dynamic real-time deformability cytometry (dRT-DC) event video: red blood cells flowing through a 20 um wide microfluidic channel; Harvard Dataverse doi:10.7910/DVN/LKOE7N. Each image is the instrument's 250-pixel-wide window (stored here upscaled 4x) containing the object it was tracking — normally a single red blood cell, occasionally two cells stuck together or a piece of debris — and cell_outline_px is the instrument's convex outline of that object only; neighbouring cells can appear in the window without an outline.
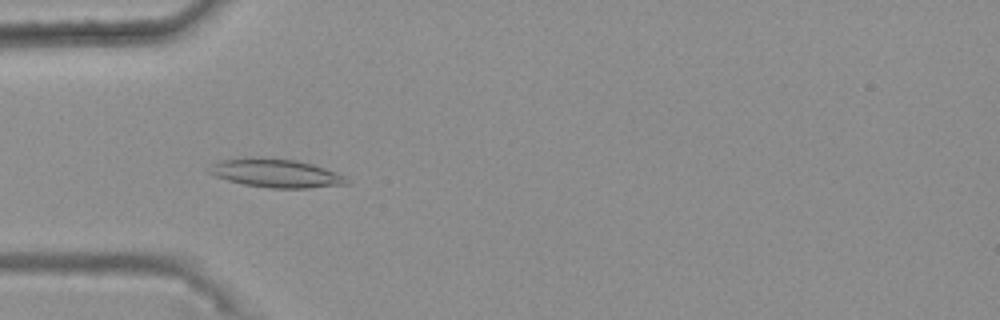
{"species": "common noctule bat (a hibernating species)", "species_latin": "Nyctalus noctula", "temperature_condition": "warm", "stored_images_in_passage": 45, "camera_frame_rate_fps": 3000, "um_per_image_px": 0.085, "animal": {"sex": "female", "body_mass_g": 25.1}, "frame": {"image": 1, "passage_image": 16, "time_ms": 5.0, "image_size_px": [1000, 320], "cell_outline_px": [[348, 184], [308, 188], [272, 188], [244, 184], [228, 180], [216, 176], [208, 172], [208, 168], [216, 160], [252, 156], [296, 160], [312, 164], [336, 172], [344, 176], [348, 180]], "centroid_in_image_um": [23.4, 14.7], "position_along_channel_um": 61.6, "area_um2": 22.95}}
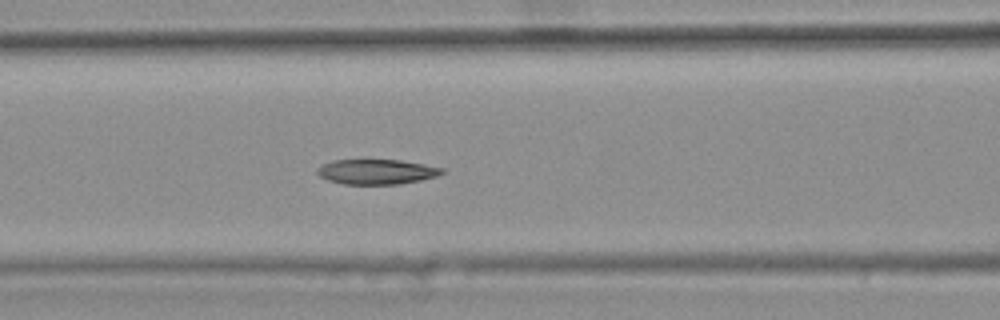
{"frame": {"image": 2, "passage_image": 22, "time_ms": 7.0, "image_size_px": [1000, 320], "cell_outline_px": [[444, 172], [436, 176], [420, 180], [400, 184], [344, 184], [328, 180], [320, 176], [316, 172], [316, 168], [332, 160], [400, 160], [424, 164], [444, 168]], "centroid_in_image_um": [32.0, 14.6], "position_along_channel_um": 134.6, "area_um2": 18.09}}
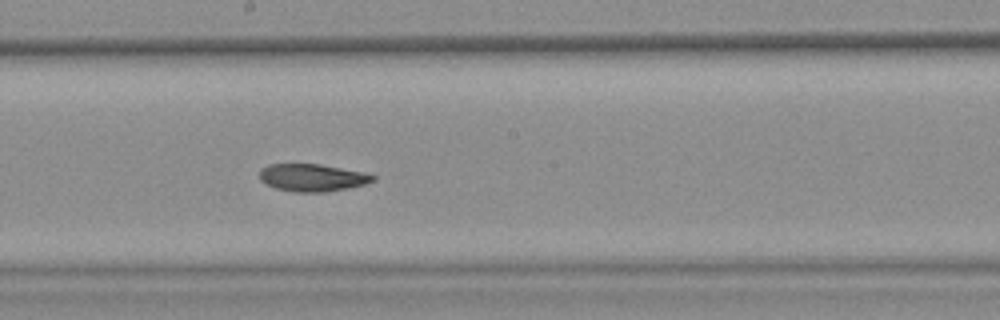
{"frame": {"image": 3, "passage_image": 29, "time_ms": 9.333, "image_size_px": [1000, 320], "cell_outline_px": [[376, 180], [364, 184], [324, 192], [292, 192], [276, 188], [264, 184], [260, 180], [260, 168], [268, 164], [320, 164], [364, 172], [376, 176]], "centroid_in_image_um": [26.51, 15.09], "position_along_channel_um": 221.7, "area_um2": 18.15}, "authors_computed_cell_mechanics": {"area_um2": 19.3052, "velocity_mm_per_s": 3.7421, "shape_relaxation_time_tau1_ms": null, "shape_relaxation_time_tau2_ms": 3.706, "deformation_change_tau1": null, "deformation_change_tau2": 0.0811}}